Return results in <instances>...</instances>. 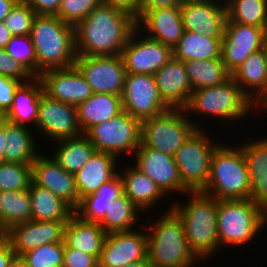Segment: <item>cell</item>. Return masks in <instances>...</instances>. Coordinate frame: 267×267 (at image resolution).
<instances>
[{"mask_svg":"<svg viewBox=\"0 0 267 267\" xmlns=\"http://www.w3.org/2000/svg\"><path fill=\"white\" fill-rule=\"evenodd\" d=\"M167 207L147 232V258L153 267H191L199 260L189 249L182 220Z\"/></svg>","mask_w":267,"mask_h":267,"instance_id":"277c9868","label":"cell"},{"mask_svg":"<svg viewBox=\"0 0 267 267\" xmlns=\"http://www.w3.org/2000/svg\"><path fill=\"white\" fill-rule=\"evenodd\" d=\"M188 200L171 204L182 220L189 249L200 261L210 259L220 248L217 233L218 200L201 191L187 193Z\"/></svg>","mask_w":267,"mask_h":267,"instance_id":"7a4b0ae2","label":"cell"},{"mask_svg":"<svg viewBox=\"0 0 267 267\" xmlns=\"http://www.w3.org/2000/svg\"><path fill=\"white\" fill-rule=\"evenodd\" d=\"M137 28L131 13L101 3L75 26L76 54L80 56L121 55Z\"/></svg>","mask_w":267,"mask_h":267,"instance_id":"6da1fadb","label":"cell"},{"mask_svg":"<svg viewBox=\"0 0 267 267\" xmlns=\"http://www.w3.org/2000/svg\"><path fill=\"white\" fill-rule=\"evenodd\" d=\"M7 54L36 77V55L29 35L13 36L5 48Z\"/></svg>","mask_w":267,"mask_h":267,"instance_id":"7bdbcfd3","label":"cell"},{"mask_svg":"<svg viewBox=\"0 0 267 267\" xmlns=\"http://www.w3.org/2000/svg\"><path fill=\"white\" fill-rule=\"evenodd\" d=\"M5 120L4 115L0 112V123Z\"/></svg>","mask_w":267,"mask_h":267,"instance_id":"6125c7cd","label":"cell"},{"mask_svg":"<svg viewBox=\"0 0 267 267\" xmlns=\"http://www.w3.org/2000/svg\"><path fill=\"white\" fill-rule=\"evenodd\" d=\"M9 267H29L22 256H15L10 262Z\"/></svg>","mask_w":267,"mask_h":267,"instance_id":"6f0895ef","label":"cell"},{"mask_svg":"<svg viewBox=\"0 0 267 267\" xmlns=\"http://www.w3.org/2000/svg\"><path fill=\"white\" fill-rule=\"evenodd\" d=\"M201 192L217 200L250 199V176L240 145L220 144L214 150L209 181Z\"/></svg>","mask_w":267,"mask_h":267,"instance_id":"5b68a950","label":"cell"},{"mask_svg":"<svg viewBox=\"0 0 267 267\" xmlns=\"http://www.w3.org/2000/svg\"><path fill=\"white\" fill-rule=\"evenodd\" d=\"M222 38L185 31L178 44L173 48V57L183 62L220 58Z\"/></svg>","mask_w":267,"mask_h":267,"instance_id":"d6a6232c","label":"cell"},{"mask_svg":"<svg viewBox=\"0 0 267 267\" xmlns=\"http://www.w3.org/2000/svg\"><path fill=\"white\" fill-rule=\"evenodd\" d=\"M101 3L102 0H62L56 16L75 26Z\"/></svg>","mask_w":267,"mask_h":267,"instance_id":"ee69618b","label":"cell"},{"mask_svg":"<svg viewBox=\"0 0 267 267\" xmlns=\"http://www.w3.org/2000/svg\"><path fill=\"white\" fill-rule=\"evenodd\" d=\"M32 129L4 120V162L31 165L40 155ZM34 136V137H33Z\"/></svg>","mask_w":267,"mask_h":267,"instance_id":"4dcf8cb0","label":"cell"},{"mask_svg":"<svg viewBox=\"0 0 267 267\" xmlns=\"http://www.w3.org/2000/svg\"><path fill=\"white\" fill-rule=\"evenodd\" d=\"M135 167L149 176L166 195H186L190 191L183 185L174 157L146 147L142 143L133 154ZM180 193V194H179Z\"/></svg>","mask_w":267,"mask_h":267,"instance_id":"2e32d148","label":"cell"},{"mask_svg":"<svg viewBox=\"0 0 267 267\" xmlns=\"http://www.w3.org/2000/svg\"><path fill=\"white\" fill-rule=\"evenodd\" d=\"M225 5L229 21L267 27V0H225Z\"/></svg>","mask_w":267,"mask_h":267,"instance_id":"74e56055","label":"cell"},{"mask_svg":"<svg viewBox=\"0 0 267 267\" xmlns=\"http://www.w3.org/2000/svg\"><path fill=\"white\" fill-rule=\"evenodd\" d=\"M180 10L185 31L223 37L227 20L225 1H184Z\"/></svg>","mask_w":267,"mask_h":267,"instance_id":"ffe728a7","label":"cell"},{"mask_svg":"<svg viewBox=\"0 0 267 267\" xmlns=\"http://www.w3.org/2000/svg\"><path fill=\"white\" fill-rule=\"evenodd\" d=\"M267 225V213L251 199L218 200L217 233L222 247L251 243Z\"/></svg>","mask_w":267,"mask_h":267,"instance_id":"52a82bcc","label":"cell"},{"mask_svg":"<svg viewBox=\"0 0 267 267\" xmlns=\"http://www.w3.org/2000/svg\"><path fill=\"white\" fill-rule=\"evenodd\" d=\"M121 98L123 110L141 122L170 109L159 94L154 75L127 74Z\"/></svg>","mask_w":267,"mask_h":267,"instance_id":"4fadbf2b","label":"cell"},{"mask_svg":"<svg viewBox=\"0 0 267 267\" xmlns=\"http://www.w3.org/2000/svg\"><path fill=\"white\" fill-rule=\"evenodd\" d=\"M193 119L181 108H170L160 115L145 119L141 122V143L174 156L190 135L201 128L198 120Z\"/></svg>","mask_w":267,"mask_h":267,"instance_id":"ba28073f","label":"cell"},{"mask_svg":"<svg viewBox=\"0 0 267 267\" xmlns=\"http://www.w3.org/2000/svg\"><path fill=\"white\" fill-rule=\"evenodd\" d=\"M147 258V231L131 230L107 233L99 265L123 267Z\"/></svg>","mask_w":267,"mask_h":267,"instance_id":"ac0fdd59","label":"cell"},{"mask_svg":"<svg viewBox=\"0 0 267 267\" xmlns=\"http://www.w3.org/2000/svg\"><path fill=\"white\" fill-rule=\"evenodd\" d=\"M31 220L35 221H68L74 210L50 190L31 182Z\"/></svg>","mask_w":267,"mask_h":267,"instance_id":"1f68e13d","label":"cell"},{"mask_svg":"<svg viewBox=\"0 0 267 267\" xmlns=\"http://www.w3.org/2000/svg\"><path fill=\"white\" fill-rule=\"evenodd\" d=\"M52 157L67 172L75 174L95 153V147L89 138L82 134L74 138L55 141Z\"/></svg>","mask_w":267,"mask_h":267,"instance_id":"836d02e7","label":"cell"},{"mask_svg":"<svg viewBox=\"0 0 267 267\" xmlns=\"http://www.w3.org/2000/svg\"><path fill=\"white\" fill-rule=\"evenodd\" d=\"M264 53V56L266 58V62H267V27L264 30V34H263V43H262V49H261Z\"/></svg>","mask_w":267,"mask_h":267,"instance_id":"91938a15","label":"cell"},{"mask_svg":"<svg viewBox=\"0 0 267 267\" xmlns=\"http://www.w3.org/2000/svg\"><path fill=\"white\" fill-rule=\"evenodd\" d=\"M204 129L197 128L173 156L180 179L190 192L202 191L206 187L212 154L222 143L216 144Z\"/></svg>","mask_w":267,"mask_h":267,"instance_id":"9c48e42d","label":"cell"},{"mask_svg":"<svg viewBox=\"0 0 267 267\" xmlns=\"http://www.w3.org/2000/svg\"><path fill=\"white\" fill-rule=\"evenodd\" d=\"M183 109L189 118L199 113L208 116L209 120V115L215 119L225 120L224 123L241 121L247 118L248 113H255L253 109L261 113V109L251 101L232 77L220 85L194 90Z\"/></svg>","mask_w":267,"mask_h":267,"instance_id":"8992f818","label":"cell"},{"mask_svg":"<svg viewBox=\"0 0 267 267\" xmlns=\"http://www.w3.org/2000/svg\"><path fill=\"white\" fill-rule=\"evenodd\" d=\"M31 220V198L29 189L0 192V222L10 227Z\"/></svg>","mask_w":267,"mask_h":267,"instance_id":"d590c367","label":"cell"},{"mask_svg":"<svg viewBox=\"0 0 267 267\" xmlns=\"http://www.w3.org/2000/svg\"><path fill=\"white\" fill-rule=\"evenodd\" d=\"M118 171L122 181L124 194L142 211L147 212L156 202L162 201L165 195L157 184L134 165ZM121 172V173H120ZM162 198V199H161Z\"/></svg>","mask_w":267,"mask_h":267,"instance_id":"83f0119b","label":"cell"},{"mask_svg":"<svg viewBox=\"0 0 267 267\" xmlns=\"http://www.w3.org/2000/svg\"><path fill=\"white\" fill-rule=\"evenodd\" d=\"M0 75L13 78L22 83L28 82L33 76L11 56L0 48Z\"/></svg>","mask_w":267,"mask_h":267,"instance_id":"f6af8a7d","label":"cell"},{"mask_svg":"<svg viewBox=\"0 0 267 267\" xmlns=\"http://www.w3.org/2000/svg\"><path fill=\"white\" fill-rule=\"evenodd\" d=\"M36 16L37 13L25 0H19L3 22L13 36H26L30 35Z\"/></svg>","mask_w":267,"mask_h":267,"instance_id":"60d3db41","label":"cell"},{"mask_svg":"<svg viewBox=\"0 0 267 267\" xmlns=\"http://www.w3.org/2000/svg\"><path fill=\"white\" fill-rule=\"evenodd\" d=\"M38 78L43 86V94L63 103L77 106L93 94L91 86L75 65L43 71Z\"/></svg>","mask_w":267,"mask_h":267,"instance_id":"e0dca14e","label":"cell"},{"mask_svg":"<svg viewBox=\"0 0 267 267\" xmlns=\"http://www.w3.org/2000/svg\"><path fill=\"white\" fill-rule=\"evenodd\" d=\"M117 198L98 195L96 192L86 195L80 199V203L74 210V214L84 221L100 223L104 219L106 210L111 205V201Z\"/></svg>","mask_w":267,"mask_h":267,"instance_id":"b9f144b4","label":"cell"},{"mask_svg":"<svg viewBox=\"0 0 267 267\" xmlns=\"http://www.w3.org/2000/svg\"><path fill=\"white\" fill-rule=\"evenodd\" d=\"M4 140H5V131H4V121L0 123V163L4 162Z\"/></svg>","mask_w":267,"mask_h":267,"instance_id":"9f6ffc18","label":"cell"},{"mask_svg":"<svg viewBox=\"0 0 267 267\" xmlns=\"http://www.w3.org/2000/svg\"><path fill=\"white\" fill-rule=\"evenodd\" d=\"M107 233L99 223L88 222L73 214L65 227V244L86 254L94 255L98 260Z\"/></svg>","mask_w":267,"mask_h":267,"instance_id":"f1b7e54d","label":"cell"},{"mask_svg":"<svg viewBox=\"0 0 267 267\" xmlns=\"http://www.w3.org/2000/svg\"><path fill=\"white\" fill-rule=\"evenodd\" d=\"M118 161V162H117ZM118 157L111 153L95 151L90 159L75 174V184L80 199L95 193L99 187L113 179L119 168Z\"/></svg>","mask_w":267,"mask_h":267,"instance_id":"484cf974","label":"cell"},{"mask_svg":"<svg viewBox=\"0 0 267 267\" xmlns=\"http://www.w3.org/2000/svg\"><path fill=\"white\" fill-rule=\"evenodd\" d=\"M231 77L259 109L267 111V62L262 50L251 54Z\"/></svg>","mask_w":267,"mask_h":267,"instance_id":"cb8c5ba5","label":"cell"},{"mask_svg":"<svg viewBox=\"0 0 267 267\" xmlns=\"http://www.w3.org/2000/svg\"><path fill=\"white\" fill-rule=\"evenodd\" d=\"M98 264L94 255L70 248L64 242L63 267H97Z\"/></svg>","mask_w":267,"mask_h":267,"instance_id":"bcb514c9","label":"cell"},{"mask_svg":"<svg viewBox=\"0 0 267 267\" xmlns=\"http://www.w3.org/2000/svg\"><path fill=\"white\" fill-rule=\"evenodd\" d=\"M19 0H0V22L9 14Z\"/></svg>","mask_w":267,"mask_h":267,"instance_id":"db71d44e","label":"cell"},{"mask_svg":"<svg viewBox=\"0 0 267 267\" xmlns=\"http://www.w3.org/2000/svg\"><path fill=\"white\" fill-rule=\"evenodd\" d=\"M32 182V166L18 163H0V192L29 189Z\"/></svg>","mask_w":267,"mask_h":267,"instance_id":"f35d334b","label":"cell"},{"mask_svg":"<svg viewBox=\"0 0 267 267\" xmlns=\"http://www.w3.org/2000/svg\"><path fill=\"white\" fill-rule=\"evenodd\" d=\"M98 195L106 197H119L124 194L123 181L119 174H117L110 181L102 184L96 191Z\"/></svg>","mask_w":267,"mask_h":267,"instance_id":"681fc988","label":"cell"},{"mask_svg":"<svg viewBox=\"0 0 267 267\" xmlns=\"http://www.w3.org/2000/svg\"><path fill=\"white\" fill-rule=\"evenodd\" d=\"M30 38L36 55V77L49 69L72 67L77 58L74 25L56 15H37Z\"/></svg>","mask_w":267,"mask_h":267,"instance_id":"3957f363","label":"cell"},{"mask_svg":"<svg viewBox=\"0 0 267 267\" xmlns=\"http://www.w3.org/2000/svg\"><path fill=\"white\" fill-rule=\"evenodd\" d=\"M123 267H153V266L148 261V258H146V259H144L142 261H138V262H134V263H130V264L124 265Z\"/></svg>","mask_w":267,"mask_h":267,"instance_id":"680465c9","label":"cell"},{"mask_svg":"<svg viewBox=\"0 0 267 267\" xmlns=\"http://www.w3.org/2000/svg\"><path fill=\"white\" fill-rule=\"evenodd\" d=\"M93 93L121 96L127 75L121 55L80 56L74 64Z\"/></svg>","mask_w":267,"mask_h":267,"instance_id":"7c38bea8","label":"cell"},{"mask_svg":"<svg viewBox=\"0 0 267 267\" xmlns=\"http://www.w3.org/2000/svg\"><path fill=\"white\" fill-rule=\"evenodd\" d=\"M66 224L67 221L29 220L10 227L6 239L16 256H22L39 246L64 242Z\"/></svg>","mask_w":267,"mask_h":267,"instance_id":"d6986e66","label":"cell"},{"mask_svg":"<svg viewBox=\"0 0 267 267\" xmlns=\"http://www.w3.org/2000/svg\"><path fill=\"white\" fill-rule=\"evenodd\" d=\"M184 64L193 91L220 85L231 77L221 57L212 60H188Z\"/></svg>","mask_w":267,"mask_h":267,"instance_id":"e575fe53","label":"cell"},{"mask_svg":"<svg viewBox=\"0 0 267 267\" xmlns=\"http://www.w3.org/2000/svg\"><path fill=\"white\" fill-rule=\"evenodd\" d=\"M102 3L121 8L139 18L140 0H102Z\"/></svg>","mask_w":267,"mask_h":267,"instance_id":"816d5d0a","label":"cell"},{"mask_svg":"<svg viewBox=\"0 0 267 267\" xmlns=\"http://www.w3.org/2000/svg\"><path fill=\"white\" fill-rule=\"evenodd\" d=\"M185 1H212V0H185ZM219 1H225V0H219Z\"/></svg>","mask_w":267,"mask_h":267,"instance_id":"be15d7a7","label":"cell"},{"mask_svg":"<svg viewBox=\"0 0 267 267\" xmlns=\"http://www.w3.org/2000/svg\"><path fill=\"white\" fill-rule=\"evenodd\" d=\"M138 212H142L125 194L111 201V205L106 210L104 219L99 225L106 233L131 231L137 224Z\"/></svg>","mask_w":267,"mask_h":267,"instance_id":"8d00e7d4","label":"cell"},{"mask_svg":"<svg viewBox=\"0 0 267 267\" xmlns=\"http://www.w3.org/2000/svg\"><path fill=\"white\" fill-rule=\"evenodd\" d=\"M36 130L45 138L55 142L82 135L78 124L76 106L48 98L42 94Z\"/></svg>","mask_w":267,"mask_h":267,"instance_id":"9a60e30c","label":"cell"},{"mask_svg":"<svg viewBox=\"0 0 267 267\" xmlns=\"http://www.w3.org/2000/svg\"><path fill=\"white\" fill-rule=\"evenodd\" d=\"M250 176V199L267 213V136L240 146Z\"/></svg>","mask_w":267,"mask_h":267,"instance_id":"d4e9b609","label":"cell"},{"mask_svg":"<svg viewBox=\"0 0 267 267\" xmlns=\"http://www.w3.org/2000/svg\"><path fill=\"white\" fill-rule=\"evenodd\" d=\"M141 34L132 32L121 57L127 74L154 75L173 58V49Z\"/></svg>","mask_w":267,"mask_h":267,"instance_id":"8fae6325","label":"cell"},{"mask_svg":"<svg viewBox=\"0 0 267 267\" xmlns=\"http://www.w3.org/2000/svg\"><path fill=\"white\" fill-rule=\"evenodd\" d=\"M76 109L79 127L85 134L92 126L121 113L122 98L109 93H93L86 101L78 104Z\"/></svg>","mask_w":267,"mask_h":267,"instance_id":"f546056e","label":"cell"},{"mask_svg":"<svg viewBox=\"0 0 267 267\" xmlns=\"http://www.w3.org/2000/svg\"><path fill=\"white\" fill-rule=\"evenodd\" d=\"M37 15H56L62 0H25Z\"/></svg>","mask_w":267,"mask_h":267,"instance_id":"c3c4849f","label":"cell"},{"mask_svg":"<svg viewBox=\"0 0 267 267\" xmlns=\"http://www.w3.org/2000/svg\"><path fill=\"white\" fill-rule=\"evenodd\" d=\"M265 28L226 20L221 42V58L232 74L253 53L262 49Z\"/></svg>","mask_w":267,"mask_h":267,"instance_id":"5bb4252c","label":"cell"},{"mask_svg":"<svg viewBox=\"0 0 267 267\" xmlns=\"http://www.w3.org/2000/svg\"><path fill=\"white\" fill-rule=\"evenodd\" d=\"M16 256L7 239L0 241V267H9L10 262Z\"/></svg>","mask_w":267,"mask_h":267,"instance_id":"f5cc1de1","label":"cell"},{"mask_svg":"<svg viewBox=\"0 0 267 267\" xmlns=\"http://www.w3.org/2000/svg\"><path fill=\"white\" fill-rule=\"evenodd\" d=\"M185 0H140L139 17L147 10L158 7H180Z\"/></svg>","mask_w":267,"mask_h":267,"instance_id":"f907efd6","label":"cell"},{"mask_svg":"<svg viewBox=\"0 0 267 267\" xmlns=\"http://www.w3.org/2000/svg\"><path fill=\"white\" fill-rule=\"evenodd\" d=\"M32 166V182L39 187L50 190L73 210L80 203L74 174L63 169L52 157L40 154Z\"/></svg>","mask_w":267,"mask_h":267,"instance_id":"44dd1931","label":"cell"},{"mask_svg":"<svg viewBox=\"0 0 267 267\" xmlns=\"http://www.w3.org/2000/svg\"><path fill=\"white\" fill-rule=\"evenodd\" d=\"M64 242L45 244L22 255L29 267H63Z\"/></svg>","mask_w":267,"mask_h":267,"instance_id":"ab89813d","label":"cell"},{"mask_svg":"<svg viewBox=\"0 0 267 267\" xmlns=\"http://www.w3.org/2000/svg\"><path fill=\"white\" fill-rule=\"evenodd\" d=\"M22 82L0 75V112L5 115L12 106L15 90Z\"/></svg>","mask_w":267,"mask_h":267,"instance_id":"7dc6e473","label":"cell"},{"mask_svg":"<svg viewBox=\"0 0 267 267\" xmlns=\"http://www.w3.org/2000/svg\"><path fill=\"white\" fill-rule=\"evenodd\" d=\"M136 26L148 38L161 42L172 49L185 32L180 7L147 9L136 20Z\"/></svg>","mask_w":267,"mask_h":267,"instance_id":"7402d4cb","label":"cell"},{"mask_svg":"<svg viewBox=\"0 0 267 267\" xmlns=\"http://www.w3.org/2000/svg\"><path fill=\"white\" fill-rule=\"evenodd\" d=\"M154 77L161 98L170 108L183 109L187 105L193 88L182 60L173 57Z\"/></svg>","mask_w":267,"mask_h":267,"instance_id":"603a6c76","label":"cell"},{"mask_svg":"<svg viewBox=\"0 0 267 267\" xmlns=\"http://www.w3.org/2000/svg\"><path fill=\"white\" fill-rule=\"evenodd\" d=\"M6 229L3 227L2 223L0 222V241L6 239Z\"/></svg>","mask_w":267,"mask_h":267,"instance_id":"94428289","label":"cell"},{"mask_svg":"<svg viewBox=\"0 0 267 267\" xmlns=\"http://www.w3.org/2000/svg\"><path fill=\"white\" fill-rule=\"evenodd\" d=\"M85 135L95 150L119 158L123 153H135L141 144V121L125 110L112 119L92 126Z\"/></svg>","mask_w":267,"mask_h":267,"instance_id":"30bf717a","label":"cell"},{"mask_svg":"<svg viewBox=\"0 0 267 267\" xmlns=\"http://www.w3.org/2000/svg\"><path fill=\"white\" fill-rule=\"evenodd\" d=\"M12 37L13 35L10 33V30L7 28L4 22H0V48L5 49L7 43Z\"/></svg>","mask_w":267,"mask_h":267,"instance_id":"11a10c76","label":"cell"},{"mask_svg":"<svg viewBox=\"0 0 267 267\" xmlns=\"http://www.w3.org/2000/svg\"><path fill=\"white\" fill-rule=\"evenodd\" d=\"M43 94V86L38 77L21 83L15 90L12 106L4 115L7 122L30 128L37 124L39 102Z\"/></svg>","mask_w":267,"mask_h":267,"instance_id":"4316f807","label":"cell"}]
</instances>
